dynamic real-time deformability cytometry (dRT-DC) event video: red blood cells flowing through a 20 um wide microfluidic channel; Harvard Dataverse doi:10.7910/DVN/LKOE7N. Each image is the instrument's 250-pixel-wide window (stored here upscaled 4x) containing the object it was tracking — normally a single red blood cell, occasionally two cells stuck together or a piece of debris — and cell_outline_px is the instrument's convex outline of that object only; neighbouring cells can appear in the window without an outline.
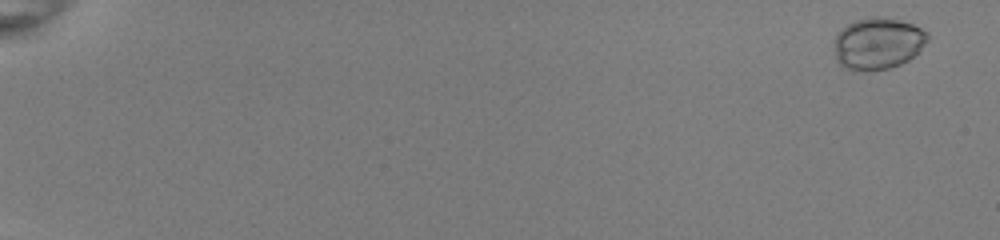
{"species": "common noctule bat (a hibernating species)", "species_latin": "Nyctalus noctula", "temperature_condition": "room temperature", "stored_images_in_passage": 54, "camera_frame_rate_fps": 3000, "um_per_image_px": 0.085, "animal": {"sex": "female", "body_mass_g": 22.0, "forearm_length_mm": 56.7}, "frame": {"image": 1, "passage_image": 3, "time_ms": 0.667, "image_size_px": [1000, 240], "cell_outline_px": [[928, 40], [908, 60], [900, 64], [888, 68], [864, 72], [848, 68], [840, 64], [836, 60], [836, 36], [840, 28], [856, 20], [872, 16], [876, 16], [896, 20], [912, 24], [928, 32]], "centroid_in_image_um": [74.6, 3.69], "position_along_channel_um": 10.4, "area_um2": 27.74}}
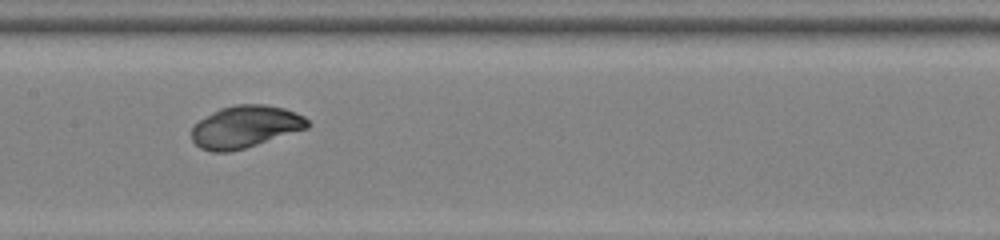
{"frame": {"image": 2, "passage_image": 31, "time_ms": 10.0, "image_size_px": [1000, 240], "cell_outline_px": [[312, 124], [308, 128], [244, 148], [228, 152], [212, 152], [200, 148], [192, 140], [192, 124], [212, 112], [220, 108], [236, 104], [264, 104], [284, 108], [296, 112], [304, 116]], "centroid_in_image_um": [20.84, 10.76], "position_along_channel_um": 186.6, "area_um2": 28.61}}
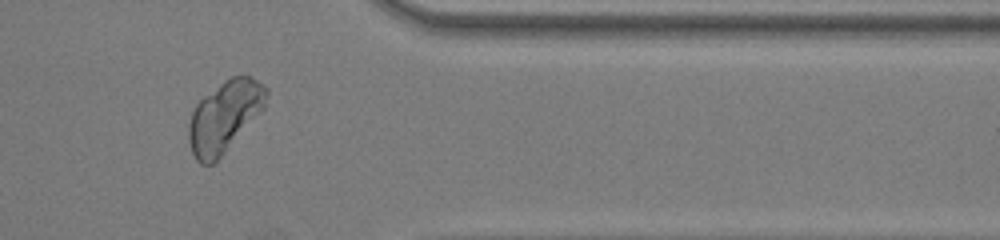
{"frame": {"image": 3, "passage_image": 47, "time_ms": 15.333, "image_size_px": [1000, 240], "cell_outline_px": [[268, 92], [264, 108], [220, 156], [212, 164], [200, 164], [196, 160], [192, 152], [188, 140], [188, 124], [192, 112], [196, 104], [204, 96], [224, 80], [232, 76], [248, 76], [264, 84], [268, 88]], "centroid_in_image_um": [19.07, 9.88], "position_along_channel_um": 392.3, "area_um2": 31.67}}